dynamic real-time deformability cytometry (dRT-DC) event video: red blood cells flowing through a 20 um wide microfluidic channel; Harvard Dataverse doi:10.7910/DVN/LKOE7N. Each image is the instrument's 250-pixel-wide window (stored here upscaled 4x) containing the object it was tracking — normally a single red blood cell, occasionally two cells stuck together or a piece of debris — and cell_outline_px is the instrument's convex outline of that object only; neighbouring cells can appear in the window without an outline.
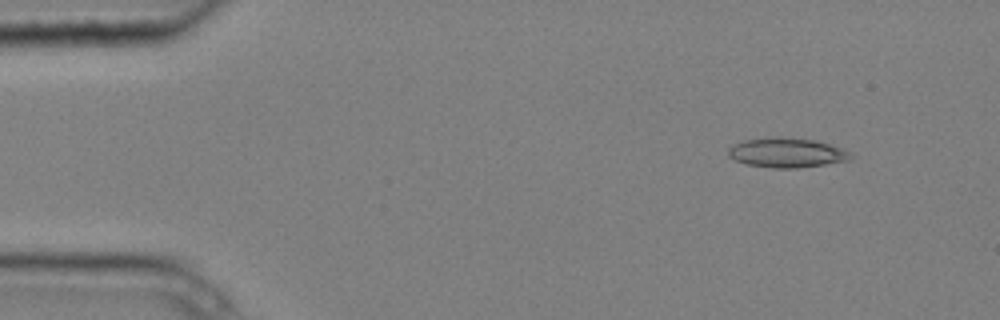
{"species": "common noctule bat (a hibernating species)", "species_latin": "Nyctalus noctula", "temperature_condition": "cold", "stored_images_in_passage": 5, "camera_frame_rate_fps": 3000, "um_per_image_px": 0.085, "animal": {"sex": "male", "body_mass_g": 20.4}, "frame": {"image": 1, "passage_image": 1, "time_ms": 0.0, "image_size_px": [1000, 320], "cell_outline_px": [[856, 156], [848, 160], [824, 164], [796, 168], [772, 168], [748, 164], [736, 160], [728, 156], [728, 148], [744, 140], [780, 136], [812, 140], [828, 144], [852, 152]], "centroid_in_image_um": [66.89, 12.98], "position_along_channel_um": 18.1, "area_um2": 20.92}}